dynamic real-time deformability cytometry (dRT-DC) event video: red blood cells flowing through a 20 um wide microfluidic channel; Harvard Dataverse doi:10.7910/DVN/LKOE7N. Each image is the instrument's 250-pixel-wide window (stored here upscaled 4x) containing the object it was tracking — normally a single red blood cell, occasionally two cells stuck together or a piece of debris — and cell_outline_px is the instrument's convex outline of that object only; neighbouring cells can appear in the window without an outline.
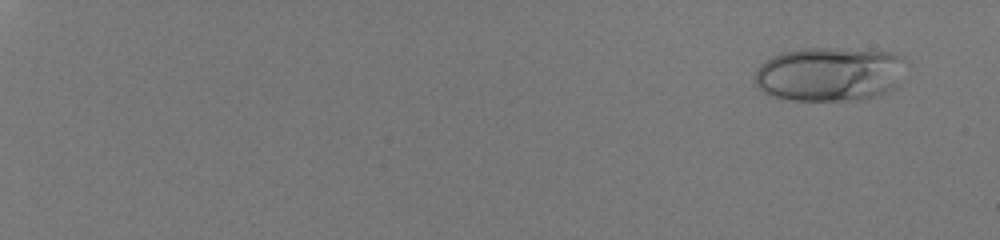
{"species": "human", "species_latin": "Homo sapiens", "temperature_condition": "room temperature", "stored_images_in_passage": 57, "camera_frame_rate_fps": 3000, "um_per_image_px": 0.085, "donor": {"sex": "male"}, "frame": {"image": 1, "passage_image": 5, "time_ms": 1.333, "image_size_px": [1000, 240], "cell_outline_px": [[908, 60], [900, 84], [892, 88], [872, 96], [856, 100], [792, 100], [772, 96], [764, 92], [756, 84], [756, 72], [760, 64], [772, 56], [784, 52], [804, 48], [840, 48], [892, 52], [904, 56]], "centroid_in_image_um": [70.57, 6.28], "position_along_channel_um": 14.4, "area_um2": 47.97}}
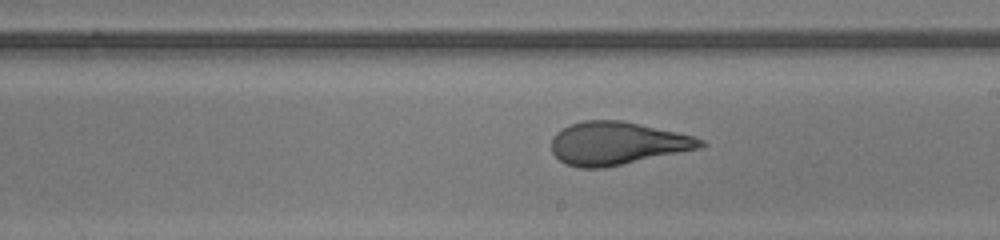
{"frame": {"image": 2, "passage_image": 39, "time_ms": 12.667, "image_size_px": [1000, 240], "cell_outline_px": [[708, 144], [700, 148], [604, 168], [580, 168], [564, 164], [552, 152], [552, 136], [556, 132], [572, 124], [584, 120], [624, 120], [676, 132], [692, 136], [704, 140]], "centroid_in_image_um": [52.44, 12.18], "position_along_channel_um": 236.6, "area_um2": 37.22}}
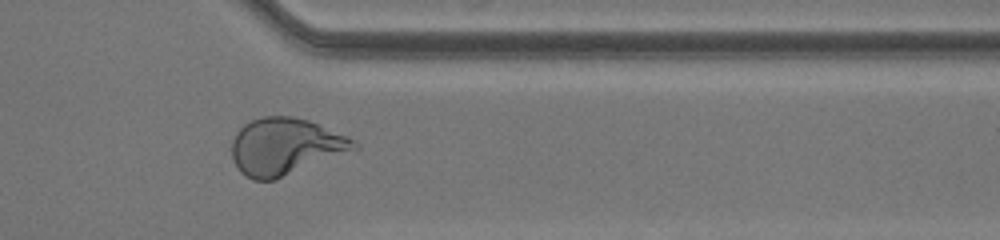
{"frame": {"image": 3, "passage_image": 50, "time_ms": 16.333, "image_size_px": [1000, 240], "cell_outline_px": [[360, 148], [276, 180], [252, 180], [244, 176], [240, 172], [232, 156], [232, 140], [236, 132], [244, 124], [252, 120], [264, 116], [292, 116], [308, 120], [348, 136], [360, 144]], "centroid_in_image_um": [24.26, 12.46], "position_along_channel_um": 387.1, "area_um2": 40.69}, "authors_computed_cell_mechanics": {"area_um2": 40.5756, "velocity_mm_per_s": 4.1102, "shape_relaxation_time_tau1_ms": 9.4505, "shape_relaxation_time_tau2_ms": null, "deformation_change_tau1": 0.31, "deformation_change_tau2": null}}